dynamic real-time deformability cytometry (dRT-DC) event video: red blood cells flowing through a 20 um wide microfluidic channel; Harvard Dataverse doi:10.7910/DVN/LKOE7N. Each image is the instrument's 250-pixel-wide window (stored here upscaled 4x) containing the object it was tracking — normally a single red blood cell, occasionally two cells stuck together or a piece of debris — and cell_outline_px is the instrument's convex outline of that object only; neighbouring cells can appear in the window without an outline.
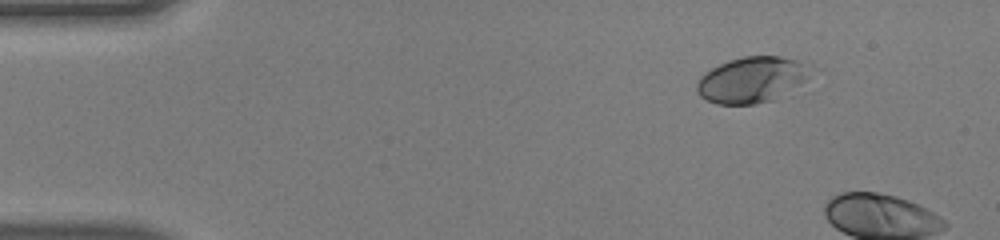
{"species": "human", "species_latin": "Homo sapiens", "temperature_condition": "warm", "stored_images_in_passage": 5, "camera_frame_rate_fps": 3000, "um_per_image_px": 0.085, "donor": {"sex": "male"}, "frame": {"image": 1, "passage_image": 1, "time_ms": 0.0, "image_size_px": [1000, 240], "cell_outline_px": [[816, 68], [804, 80], [772, 100], [752, 104], [716, 104], [700, 96], [696, 92], [696, 84], [700, 76], [704, 72], [728, 60], [744, 56], [780, 56], [812, 64]], "centroid_in_image_um": [63.89, 6.75], "position_along_channel_um": 21.1, "area_um2": 30.35}}